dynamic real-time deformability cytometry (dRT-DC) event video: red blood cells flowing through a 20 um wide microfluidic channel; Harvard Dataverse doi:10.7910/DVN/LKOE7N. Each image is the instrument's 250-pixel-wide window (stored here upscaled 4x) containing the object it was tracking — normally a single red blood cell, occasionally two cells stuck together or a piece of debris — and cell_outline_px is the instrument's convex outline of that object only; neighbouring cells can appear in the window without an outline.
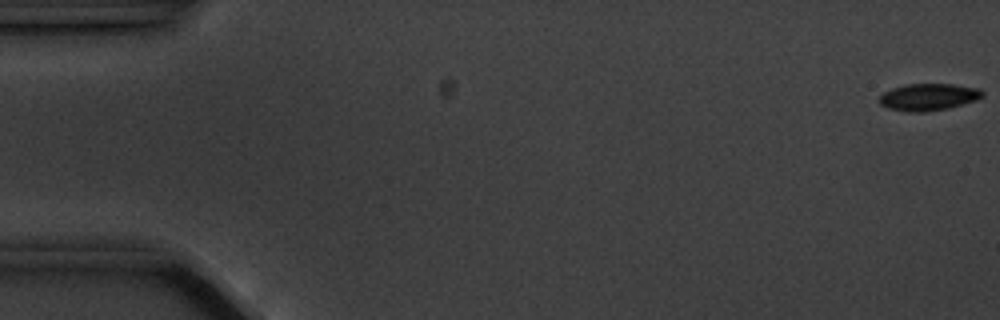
{"species": "common noctule bat (a hibernating species)", "species_latin": "Nyctalus noctula", "temperature_condition": "cold", "stored_images_in_passage": 15, "camera_frame_rate_fps": 3000, "um_per_image_px": 0.085, "animal": {"sex": "male", "body_mass_g": 20.1, "forearm_length_mm": 53.5}, "frame": {"image": 1, "passage_image": 1, "time_ms": 0.0, "image_size_px": [1000, 320], "cell_outline_px": [[984, 96], [976, 100], [948, 108], [924, 112], [908, 112], [888, 108], [880, 104], [876, 100], [884, 92], [892, 88], [904, 84], [952, 84], [980, 88], [984, 92]], "centroid_in_image_um": [78.9, 8.24], "position_along_channel_um": 6.1, "area_um2": 16.36}}
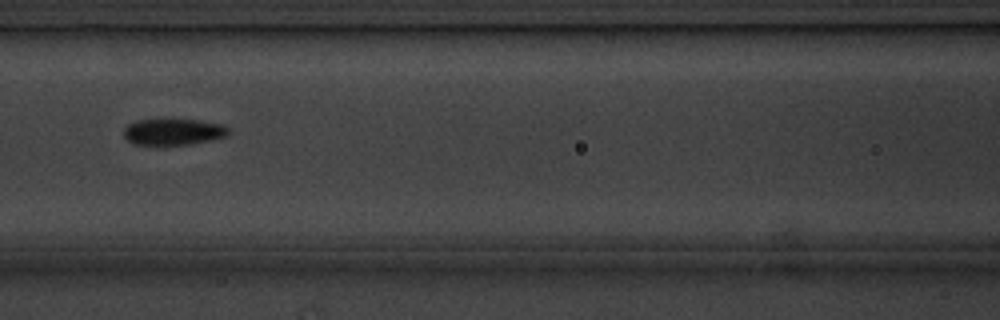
{"frame": {"image": 2, "passage_image": 7, "time_ms": 8.0, "image_size_px": [1000, 320], "cell_outline_px": [[228, 136], [192, 144], [132, 144], [124, 136], [124, 128], [128, 124], [136, 120], [200, 120], [224, 124], [228, 128]], "centroid_in_image_um": [14.75, 11.2], "position_along_channel_um": 151.8, "area_um2": 15.95}}
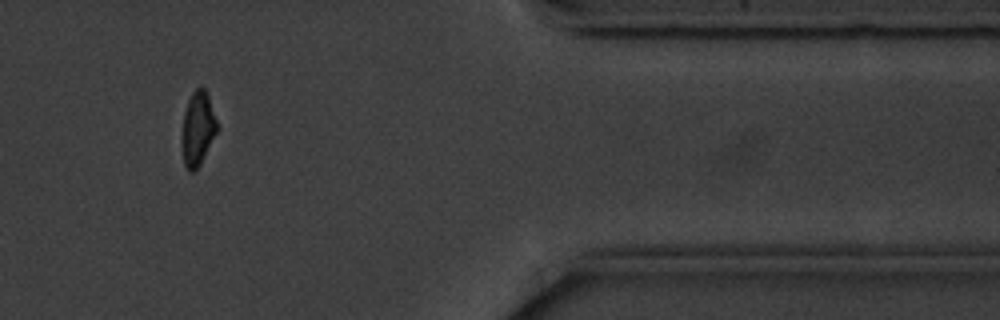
{"frame": {"image": 3, "passage_image": 13, "time_ms": 15.667, "image_size_px": [1000, 320], "cell_outline_px": [[220, 128], [200, 164], [192, 172], [188, 172], [184, 164], [180, 144], [180, 136], [184, 112], [188, 100], [192, 92], [200, 84], [204, 88], [208, 96]], "centroid_in_image_um": [16.8, 10.94], "position_along_channel_um": 394.6, "area_um2": 15.72}, "authors_computed_cell_mechanics": {"area_um2": 16.4152, "velocity_mm_per_s": 3.5438, "shape_relaxation_time_tau1_ms": 4.0336, "shape_relaxation_time_tau2_ms": null, "deformation_change_tau1": 0.0997, "deformation_change_tau2": null}}